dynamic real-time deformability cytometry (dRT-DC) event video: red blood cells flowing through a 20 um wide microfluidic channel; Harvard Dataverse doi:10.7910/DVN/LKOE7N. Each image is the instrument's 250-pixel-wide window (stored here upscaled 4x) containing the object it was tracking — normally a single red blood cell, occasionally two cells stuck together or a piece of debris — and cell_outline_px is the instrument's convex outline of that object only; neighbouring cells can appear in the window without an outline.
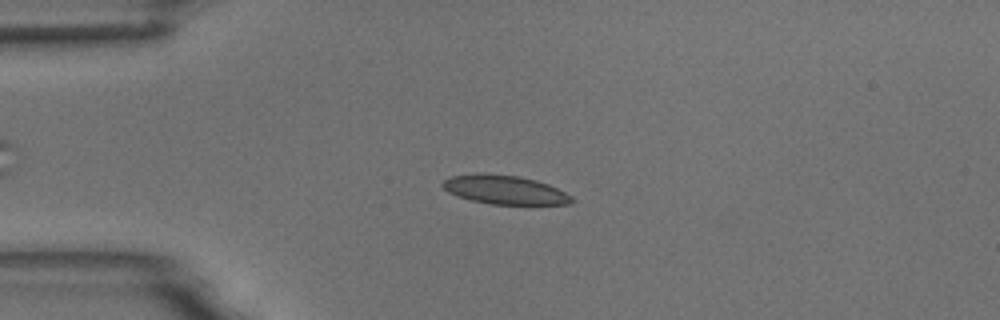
{"species": "common noctule bat (a hibernating species)", "species_latin": "Nyctalus noctula", "temperature_condition": "room temperature", "stored_images_in_passage": 47, "camera_frame_rate_fps": 3000, "um_per_image_px": 0.085, "animal": {"sex": "male", "body_mass_g": 18.8}, "frame": {"image": 1, "passage_image": 13, "time_ms": 4.0, "image_size_px": [1000, 320], "cell_outline_px": [[576, 200], [572, 204], [492, 204], [472, 200], [448, 192], [440, 184], [444, 180], [452, 176], [476, 172], [484, 172], [520, 176], [536, 180], [548, 184], [572, 196]], "centroid_in_image_um": [42.91, 16.11], "position_along_channel_um": 42.1, "area_um2": 21.85}}
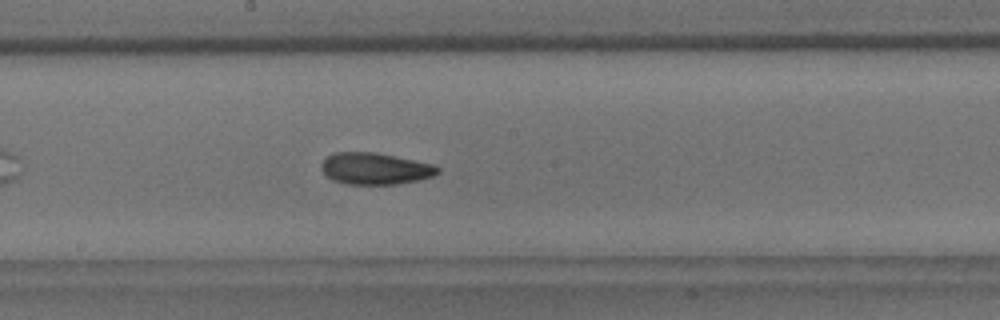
{"frame": {"image": 2, "passage_image": 29, "time_ms": 9.333, "image_size_px": [1000, 320], "cell_outline_px": [[440, 172], [432, 176], [420, 180], [396, 184], [348, 184], [332, 180], [320, 168], [320, 164], [332, 152], [376, 152], [432, 164], [440, 168]], "centroid_in_image_um": [31.87, 14.33], "position_along_channel_um": 216.3, "area_um2": 21.44}}
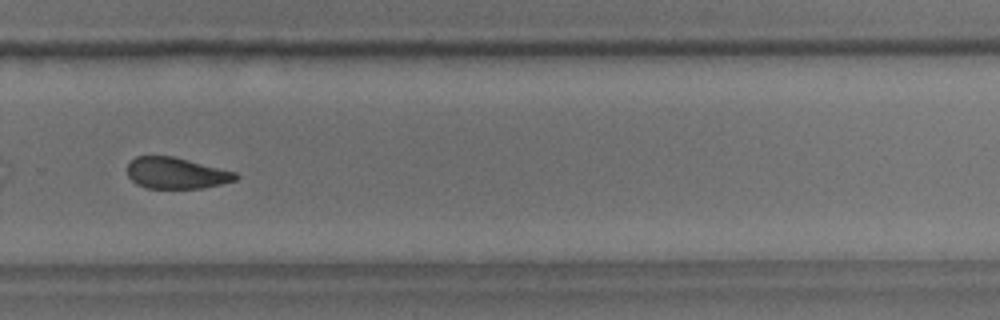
{"frame": {"image": 3, "passage_image": 37, "time_ms": 12.0, "image_size_px": [1000, 320], "cell_outline_px": [[240, 176], [236, 180], [204, 188], [144, 188], [136, 184], [128, 176], [128, 164], [136, 156], [172, 156], [236, 172]], "centroid_in_image_um": [14.98, 14.72], "position_along_channel_um": 314.8, "area_um2": 19.65}, "authors_computed_cell_mechanics": {"area_um2": 21.6172, "velocity_mm_per_s": 3.7036, "shape_relaxation_time_tau1_ms": 7.8466, "shape_relaxation_time_tau2_ms": 4.0213, "deformation_change_tau1": 0.1507, "deformation_change_tau2": 0.1037}}